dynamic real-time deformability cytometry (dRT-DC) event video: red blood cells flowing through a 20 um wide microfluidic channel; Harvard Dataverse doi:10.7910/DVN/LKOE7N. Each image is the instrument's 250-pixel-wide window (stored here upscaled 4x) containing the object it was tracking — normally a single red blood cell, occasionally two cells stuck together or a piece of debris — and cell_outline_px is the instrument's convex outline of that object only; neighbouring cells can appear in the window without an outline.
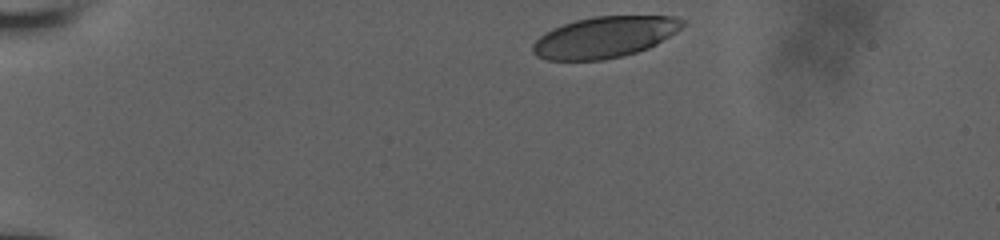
{"species": "human", "species_latin": "Homo sapiens", "temperature_condition": "room temperature", "stored_images_in_passage": 34, "camera_frame_rate_fps": 3000, "um_per_image_px": 0.085, "donor": {"sex": "male"}, "frame": {"image": 1, "passage_image": 1, "time_ms": 0.0, "image_size_px": [1000, 240], "cell_outline_px": [[684, 24], [676, 32], [656, 44], [648, 48], [636, 52], [604, 60], [544, 60], [536, 56], [532, 52], [532, 44], [540, 36], [552, 28], [576, 20], [592, 16], [672, 16], [684, 20]], "centroid_in_image_um": [51.35, 3.16], "position_along_channel_um": 33.6, "area_um2": 35.84}}
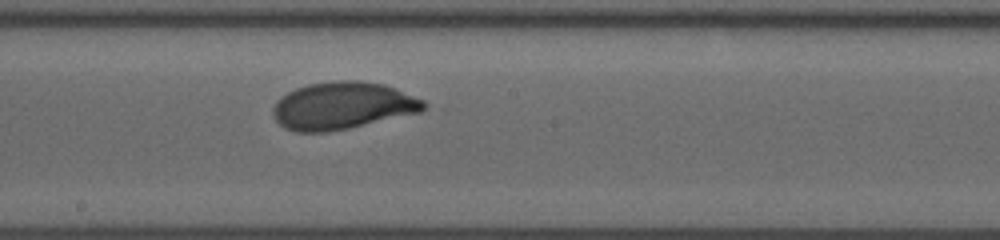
{"frame": {"image": 2, "passage_image": 19, "time_ms": 7.0, "image_size_px": [1000, 240], "cell_outline_px": [[428, 104], [420, 112], [348, 128], [328, 132], [296, 132], [284, 128], [276, 120], [272, 112], [272, 108], [276, 100], [280, 96], [296, 88], [308, 84], [336, 80], [356, 80], [384, 84], [396, 88], [424, 100]], "centroid_in_image_um": [29.09, 8.98], "position_along_channel_um": 219.1, "area_um2": 41.67}}
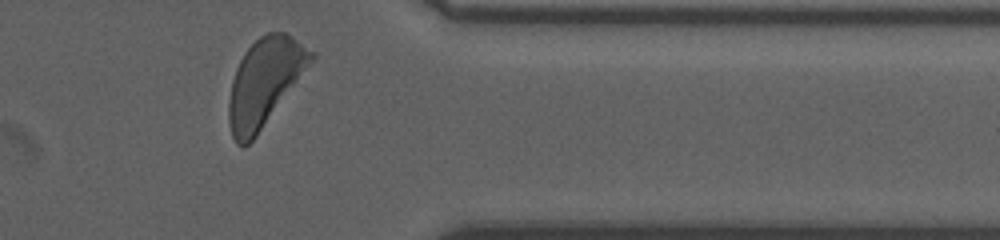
{"frame": {"image": 3, "passage_image": 33, "time_ms": 11.667, "image_size_px": [1000, 240], "cell_outline_px": [[316, 56], [256, 136], [244, 148], [236, 144], [232, 136], [228, 120], [228, 100], [232, 80], [236, 68], [244, 52], [260, 36], [268, 32], [284, 32], [316, 52]], "centroid_in_image_um": [22.47, 6.99], "position_along_channel_um": 388.9, "area_um2": 41.44}, "authors_computed_cell_mechanics": {"area_um2": 40.0265, "velocity_mm_per_s": 3.8196, "shape_relaxation_time_tau1_ms": 2.7182, "shape_relaxation_time_tau2_ms": null, "deformation_change_tau1": 0.1463, "deformation_change_tau2": null}}